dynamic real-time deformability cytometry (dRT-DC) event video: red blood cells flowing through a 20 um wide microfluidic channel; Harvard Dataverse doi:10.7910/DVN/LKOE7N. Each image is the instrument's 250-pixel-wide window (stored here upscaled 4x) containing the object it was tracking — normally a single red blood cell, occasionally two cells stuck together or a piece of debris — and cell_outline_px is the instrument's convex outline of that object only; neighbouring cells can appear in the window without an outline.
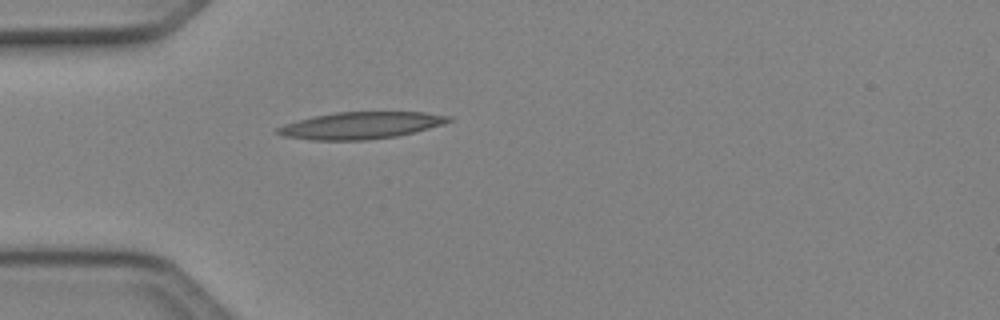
{"species": "Egyptian fruit bat (a non-hibernating species)", "species_latin": "Rousettus aegyptiacus", "temperature_condition": "cold", "stored_images_in_passage": 32, "camera_frame_rate_fps": 3000, "um_per_image_px": 0.085, "animal": {"sex": "female"}, "frame": {"image": 1, "passage_image": 1, "time_ms": 0.0, "image_size_px": [1000, 320], "cell_outline_px": [[452, 120], [444, 124], [396, 136], [364, 140], [312, 140], [284, 136], [276, 132], [276, 128], [284, 124], [316, 116], [336, 112], [424, 112], [452, 116]], "centroid_in_image_um": [30.69, 10.66], "position_along_channel_um": 54.3, "area_um2": 26.53}}
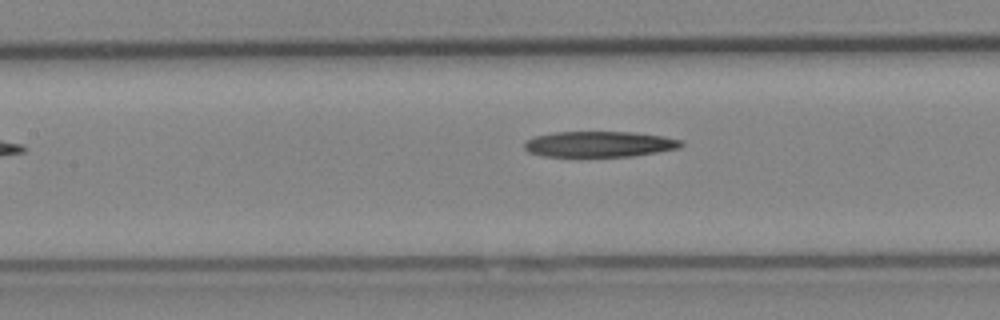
{"frame": {"image": 2, "passage_image": 9, "time_ms": 2.667, "image_size_px": [1000, 320], "cell_outline_px": [[684, 144], [680, 148], [632, 156], [544, 156], [528, 152], [524, 148], [524, 140], [532, 136], [556, 132], [632, 132], [664, 136], [684, 140]], "centroid_in_image_um": [50.94, 12.24], "position_along_channel_um": 156.5, "area_um2": 23.64}}
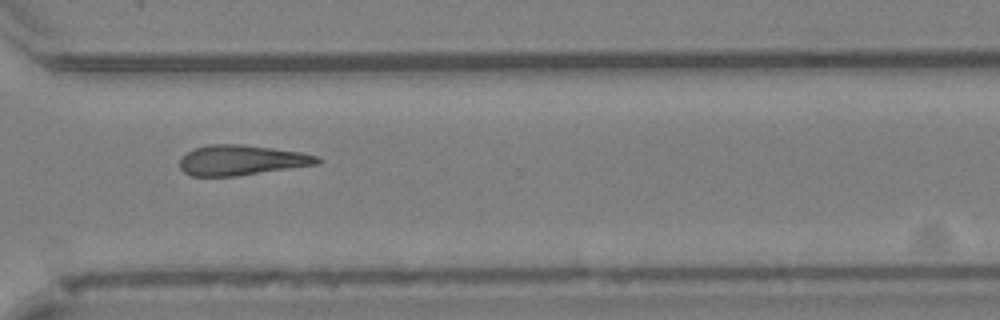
{"frame": {"image": 3, "passage_image": 23, "time_ms": 7.333, "image_size_px": [1000, 320], "cell_outline_px": [[324, 160], [320, 164], [236, 176], [192, 176], [184, 172], [180, 168], [180, 160], [188, 152], [196, 148], [208, 144], [240, 144], [272, 148], [300, 152], [320, 156]], "centroid_in_image_um": [20.59, 13.62], "position_along_channel_um": 350.0, "area_um2": 24.22}}